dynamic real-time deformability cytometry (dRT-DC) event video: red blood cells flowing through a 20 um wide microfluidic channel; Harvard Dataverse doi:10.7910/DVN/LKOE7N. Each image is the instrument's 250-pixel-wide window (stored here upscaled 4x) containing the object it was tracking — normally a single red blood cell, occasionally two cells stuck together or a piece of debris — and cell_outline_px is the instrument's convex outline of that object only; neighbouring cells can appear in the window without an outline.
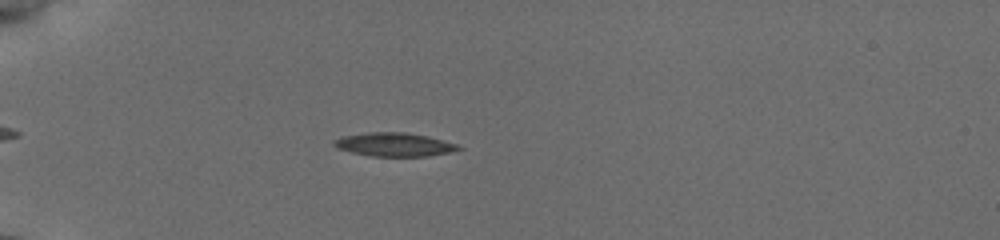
{"species": "common noctule bat (a hibernating species)", "species_latin": "Nyctalus noctula", "temperature_condition": "cold", "stored_images_in_passage": 24, "camera_frame_rate_fps": 3000, "um_per_image_px": 0.085, "animal": {"sex": "female", "body_mass_g": 19.5, "forearm_length_mm": 54.1}, "frame": {"image": 1, "passage_image": 1, "time_ms": 0.0, "image_size_px": [1000, 240], "cell_outline_px": [[464, 148], [448, 152], [428, 156], [372, 156], [352, 152], [336, 148], [332, 144], [332, 140], [344, 136], [368, 132], [404, 132], [428, 136], [456, 144]], "centroid_in_image_um": [33.48, 12.28], "position_along_channel_um": 51.5, "area_um2": 16.99}}
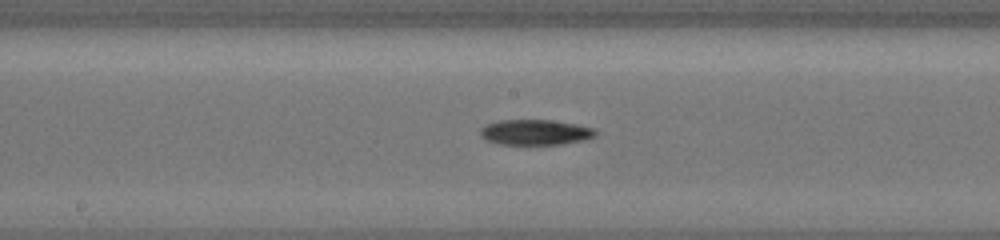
{"frame": {"image": 2, "passage_image": 10, "time_ms": 4.667, "image_size_px": [1000, 240], "cell_outline_px": [[600, 132], [596, 136], [584, 140], [560, 144], [528, 148], [500, 144], [484, 140], [480, 132], [480, 128], [488, 124], [500, 120], [552, 120], [576, 124], [596, 128]], "centroid_in_image_um": [45.53, 11.29], "position_along_channel_um": 202.7, "area_um2": 18.03}}
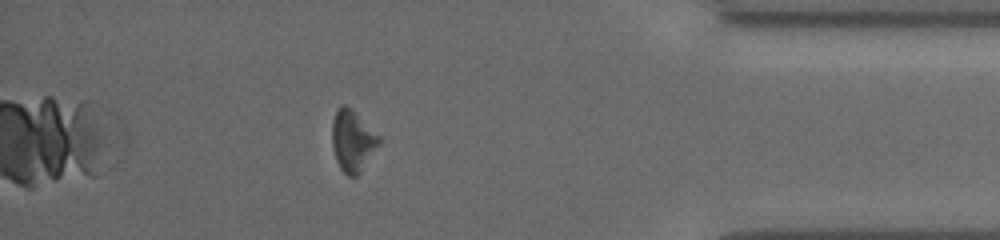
{"frame": {"image": 3, "passage_image": 21, "time_ms": 10.667, "image_size_px": [1000, 240], "cell_outline_px": [[380, 144], [360, 172], [356, 176], [348, 176], [340, 168], [336, 160], [332, 144], [332, 124], [336, 112], [344, 104], [352, 108], [380, 136]], "centroid_in_image_um": [29.98, 11.97], "position_along_channel_um": 405.2, "area_um2": 16.65}, "authors_computed_cell_mechanics": {"area_um2": 16.6175, "velocity_mm_per_s": 3.8431, "shape_relaxation_time_tau1_ms": 2.0224, "shape_relaxation_time_tau2_ms": null, "deformation_change_tau1": 0.1081, "deformation_change_tau2": null}}